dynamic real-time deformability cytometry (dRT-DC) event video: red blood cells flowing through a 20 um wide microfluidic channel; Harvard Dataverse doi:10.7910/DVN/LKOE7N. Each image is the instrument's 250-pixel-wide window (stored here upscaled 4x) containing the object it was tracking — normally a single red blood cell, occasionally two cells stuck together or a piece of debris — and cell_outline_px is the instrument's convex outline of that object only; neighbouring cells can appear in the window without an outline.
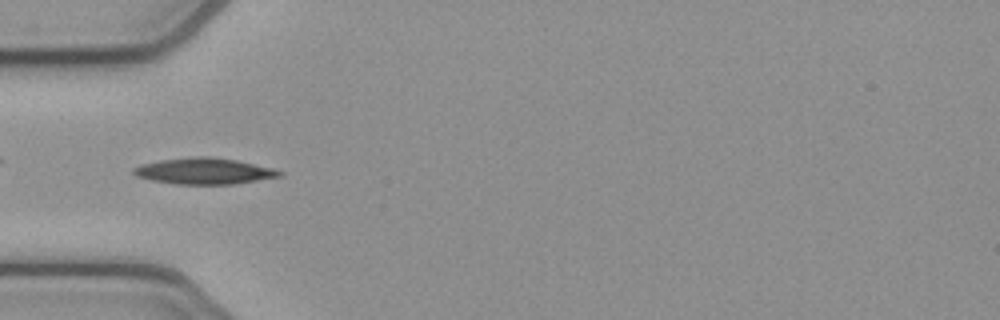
{"species": "common noctule bat (a hibernating species)", "species_latin": "Nyctalus noctula", "temperature_condition": "cold", "stored_images_in_passage": 52, "camera_frame_rate_fps": 3000, "um_per_image_px": 0.085, "animal": {"sex": "female", "body_mass_g": 21.9}, "frame": {"image": 1, "passage_image": 16, "time_ms": 5.0, "image_size_px": [1000, 320], "cell_outline_px": [[284, 176], [236, 184], [176, 184], [152, 180], [136, 176], [132, 172], [132, 168], [140, 164], [160, 160], [196, 156], [208, 156], [236, 160], [272, 168], [284, 172]], "centroid_in_image_um": [17.36, 14.54], "position_along_channel_um": 67.6, "area_um2": 22.37}}
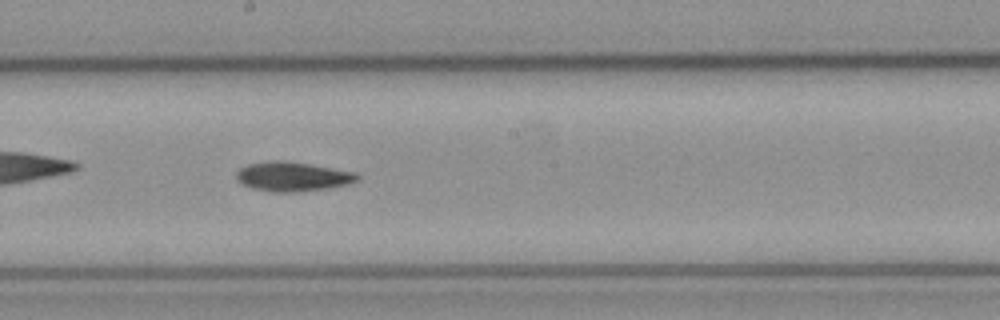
{"frame": {"image": 2, "passage_image": 28, "time_ms": 9.0, "image_size_px": [1000, 320], "cell_outline_px": [[360, 180], [348, 184], [328, 188], [296, 192], [272, 192], [252, 188], [236, 180], [236, 172], [240, 168], [248, 164], [268, 160], [284, 160], [360, 172]], "centroid_in_image_um": [24.91, 15.0], "position_along_channel_um": 223.3, "area_um2": 21.04}}
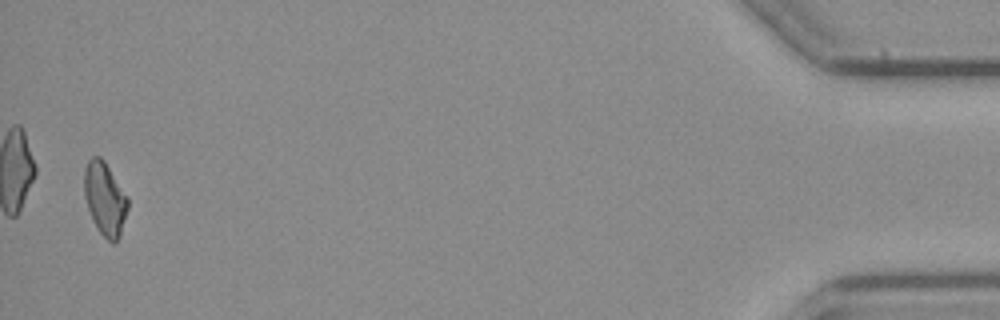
{"frame": {"image": 3, "passage_image": 51, "time_ms": 16.667, "image_size_px": [1000, 320], "cell_outline_px": [[128, 208], [120, 236], [116, 244], [112, 244], [100, 232], [88, 208], [84, 196], [84, 168], [88, 160], [92, 156], [100, 156], [104, 160], [128, 200]], "centroid_in_image_um": [8.9, 16.9], "position_along_channel_um": 426.3, "area_um2": 18.26}, "authors_computed_cell_mechanics": {"area_um2": 19.4786, "velocity_mm_per_s": 3.8618, "shape_relaxation_time_tau1_ms": 6.5743, "shape_relaxation_time_tau2_ms": null, "deformation_change_tau1": 0.1677, "deformation_change_tau2": null}}